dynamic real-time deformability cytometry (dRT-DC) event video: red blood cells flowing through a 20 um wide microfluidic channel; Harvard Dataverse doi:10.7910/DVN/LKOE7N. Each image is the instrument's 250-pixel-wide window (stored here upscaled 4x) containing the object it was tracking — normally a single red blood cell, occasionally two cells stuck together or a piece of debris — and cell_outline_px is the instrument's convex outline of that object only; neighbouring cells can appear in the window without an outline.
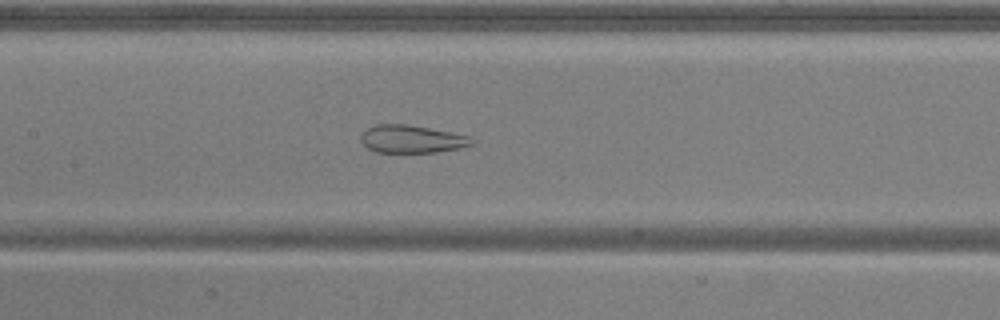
{"species": "common noctule bat (a hibernating species)", "species_latin": "Nyctalus noctula", "temperature_condition": "warm", "stored_images_in_passage": 24, "camera_frame_rate_fps": 3000, "um_per_image_px": 0.085, "animal": {"sex": "male", "body_mass_g": 20.5, "forearm_length_mm": 52.5}, "frame": {"image": 1, "passage_image": 23, "time_ms": 7.333, "image_size_px": [1000, 320], "cell_outline_px": [[476, 144], [460, 148], [436, 152], [376, 152], [368, 148], [360, 140], [360, 136], [368, 128], [376, 124], [408, 124], [468, 136]], "centroid_in_image_um": [34.98, 11.82], "position_along_channel_um": 172.4, "area_um2": 17.74}}